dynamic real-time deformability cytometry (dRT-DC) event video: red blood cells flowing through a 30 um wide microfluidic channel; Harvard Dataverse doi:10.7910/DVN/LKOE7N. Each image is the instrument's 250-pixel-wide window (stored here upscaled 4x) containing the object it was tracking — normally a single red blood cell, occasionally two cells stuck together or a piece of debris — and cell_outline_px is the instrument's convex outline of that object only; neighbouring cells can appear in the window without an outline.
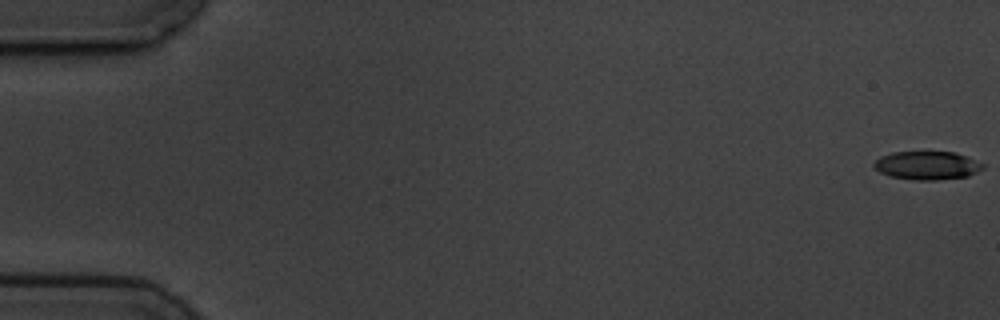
{"species": "common noctule bat (a hibernating species)", "species_latin": "Nyctalus noctula", "temperature_condition": "cold", "stored_images_in_passage": 7, "camera_frame_rate_fps": 3000, "um_per_image_px": 0.085, "animal": {"sex": "male", "body_mass_g": 19.5, "forearm_length_mm": 54.6}, "frame": {"image": 1, "passage_image": 1, "time_ms": 0.0, "image_size_px": [1000, 320], "cell_outline_px": [[984, 168], [968, 176], [936, 180], [916, 180], [892, 176], [880, 172], [872, 164], [880, 156], [892, 152], [956, 152], [968, 156], [984, 164]], "centroid_in_image_um": [78.83, 14.05], "position_along_channel_um": 6.2, "area_um2": 17.98}}
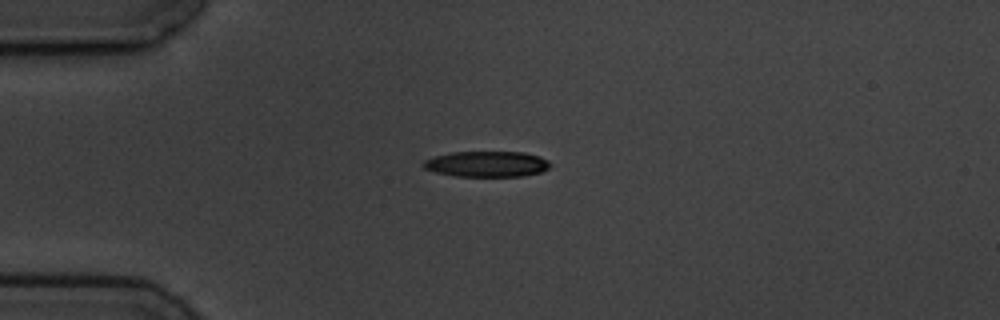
{"frame": {"image": 2, "passage_image": 5, "time_ms": 4.667, "image_size_px": [1000, 320], "cell_outline_px": [[552, 164], [548, 168], [540, 172], [524, 176], [452, 176], [436, 172], [424, 168], [420, 164], [424, 160], [436, 156], [452, 152], [524, 152], [540, 156], [548, 160]], "centroid_in_image_um": [41.38, 13.94], "position_along_channel_um": 43.6, "area_um2": 19.07}}